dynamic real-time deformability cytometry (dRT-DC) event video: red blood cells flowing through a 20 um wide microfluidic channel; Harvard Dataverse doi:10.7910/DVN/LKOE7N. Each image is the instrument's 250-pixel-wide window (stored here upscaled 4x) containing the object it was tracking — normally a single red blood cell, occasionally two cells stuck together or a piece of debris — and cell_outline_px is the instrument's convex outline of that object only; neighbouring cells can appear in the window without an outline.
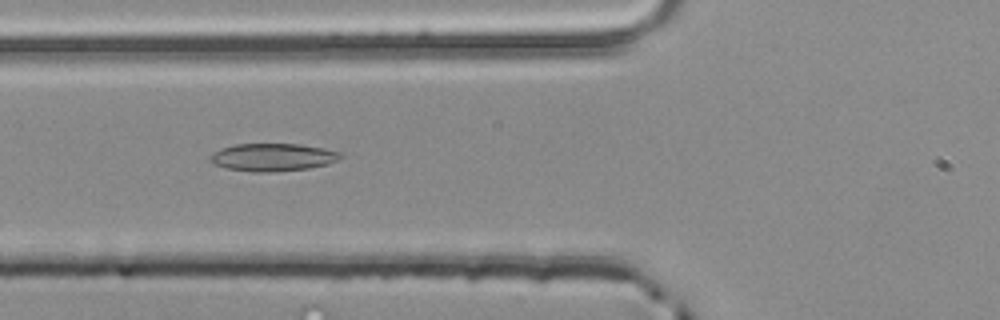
{"species": "common noctule bat (a hibernating species)", "species_latin": "Nyctalus noctula", "temperature_condition": "room temperature", "stored_images_in_passage": 5, "camera_frame_rate_fps": 3000, "um_per_image_px": 0.085, "animal": {"sex": "male", "body_mass_g": 20.4}, "frame": {"image": 1, "passage_image": 4, "time_ms": 1.0, "image_size_px": [1000, 320], "cell_outline_px": [[340, 156], [336, 160], [328, 164], [308, 168], [268, 172], [256, 172], [228, 168], [212, 164], [212, 152], [236, 144], [300, 144], [324, 148], [340, 152]], "centroid_in_image_um": [23.19, 13.36], "position_along_channel_um": 102.6, "area_um2": 20.63}}
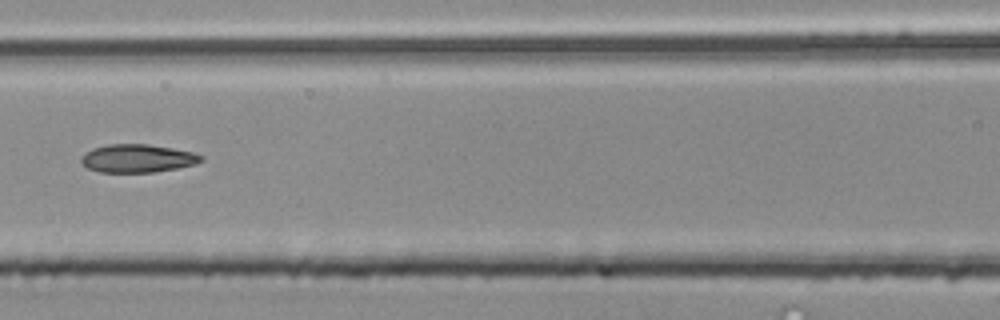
{"frame": {"image": 2, "passage_image": 5, "time_ms": 1.333, "image_size_px": [1000, 320], "cell_outline_px": [[204, 160], [196, 164], [156, 172], [100, 172], [88, 168], [80, 164], [80, 156], [84, 152], [92, 148], [108, 144], [148, 144], [196, 152], [204, 156]], "centroid_in_image_um": [11.68, 13.46], "position_along_channel_um": 154.9, "area_um2": 20.0}}